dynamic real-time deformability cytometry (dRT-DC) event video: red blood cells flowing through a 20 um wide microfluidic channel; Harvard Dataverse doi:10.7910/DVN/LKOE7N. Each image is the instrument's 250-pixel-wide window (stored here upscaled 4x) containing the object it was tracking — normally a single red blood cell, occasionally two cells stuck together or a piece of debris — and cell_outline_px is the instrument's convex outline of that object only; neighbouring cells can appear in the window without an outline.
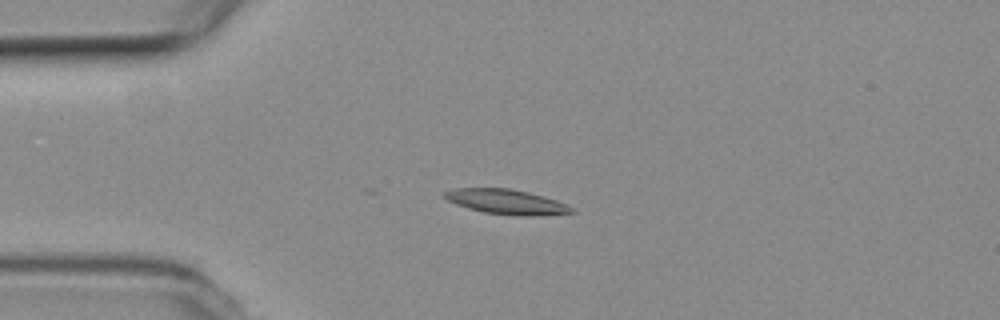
{"species": "common noctule bat (a hibernating species)", "species_latin": "Nyctalus noctula", "temperature_condition": "room temperature", "stored_images_in_passage": 11, "camera_frame_rate_fps": 3000, "um_per_image_px": 0.085, "animal": {"sex": "female", "body_mass_g": 19.3, "forearm_length_mm": 54.1}, "frame": {"image": 1, "passage_image": 1, "time_ms": 0.0, "image_size_px": [1000, 320], "cell_outline_px": [[576, 212], [536, 216], [520, 216], [484, 212], [468, 208], [456, 204], [440, 196], [440, 192], [452, 188], [508, 188], [528, 192], [556, 200], [568, 204]], "centroid_in_image_um": [42.99, 17.14], "position_along_channel_um": 42.0, "area_um2": 18.55}}
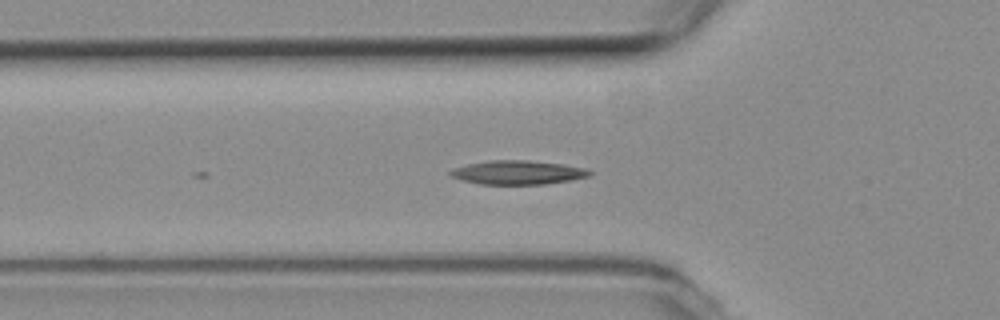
{"frame": {"image": 2, "passage_image": 6, "time_ms": 1.667, "image_size_px": [1000, 320], "cell_outline_px": [[592, 176], [544, 184], [480, 184], [464, 180], [452, 176], [448, 172], [452, 168], [468, 164], [488, 160], [528, 160], [564, 164], [584, 168], [592, 172]], "centroid_in_image_um": [44.02, 14.65], "position_along_channel_um": 81.8, "area_um2": 19.31}}
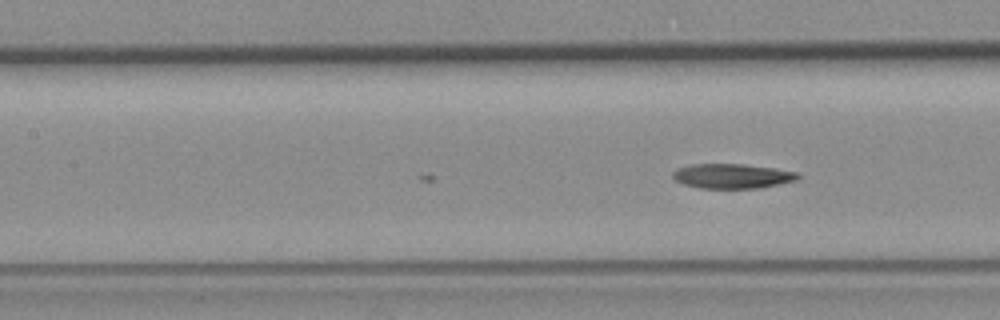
{"frame": {"image": 3, "passage_image": 11, "time_ms": 3.333, "image_size_px": [1000, 320], "cell_outline_px": [[800, 176], [796, 180], [760, 188], [700, 188], [684, 184], [676, 180], [672, 176], [672, 172], [680, 168], [692, 164], [744, 164], [772, 168], [796, 172]], "centroid_in_image_um": [62.23, 14.97], "position_along_channel_um": 145.2, "area_um2": 17.74}}